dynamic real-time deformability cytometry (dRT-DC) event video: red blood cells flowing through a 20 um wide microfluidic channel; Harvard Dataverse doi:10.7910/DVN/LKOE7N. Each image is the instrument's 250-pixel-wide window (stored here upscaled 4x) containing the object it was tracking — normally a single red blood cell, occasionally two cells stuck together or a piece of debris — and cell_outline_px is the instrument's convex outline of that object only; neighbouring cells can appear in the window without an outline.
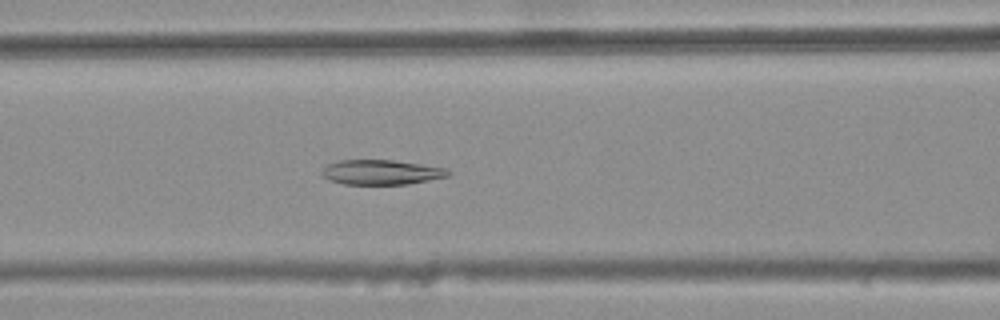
{"species": "common noctule bat (a hibernating species)", "species_latin": "Nyctalus noctula", "temperature_condition": "warm", "stored_images_in_passage": 44, "camera_frame_rate_fps": 3000, "um_per_image_px": 0.085, "animal": {"sex": "female", "body_mass_g": 25.1}, "frame": {"image": 1, "passage_image": 21, "time_ms": 6.667, "image_size_px": [1000, 320], "cell_outline_px": [[452, 172], [448, 176], [408, 184], [344, 184], [328, 180], [320, 172], [328, 164], [340, 160], [392, 160], [420, 164], [444, 168]], "centroid_in_image_um": [32.38, 14.64], "position_along_channel_um": 134.2, "area_um2": 18.09}}
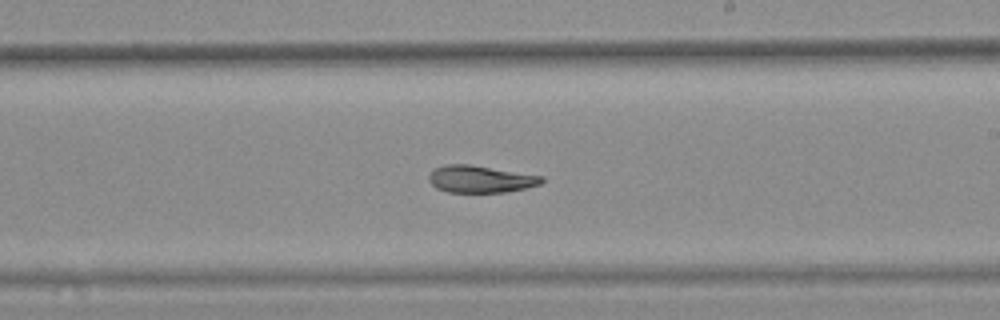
{"frame": {"image": 2, "passage_image": 30, "time_ms": 9.667, "image_size_px": [1000, 320], "cell_outline_px": [[544, 180], [540, 184], [524, 188], [504, 192], [448, 192], [436, 188], [428, 180], [428, 176], [436, 168], [448, 164], [468, 164], [544, 176]], "centroid_in_image_um": [40.83, 15.22], "position_along_channel_um": 248.2, "area_um2": 17.63}}
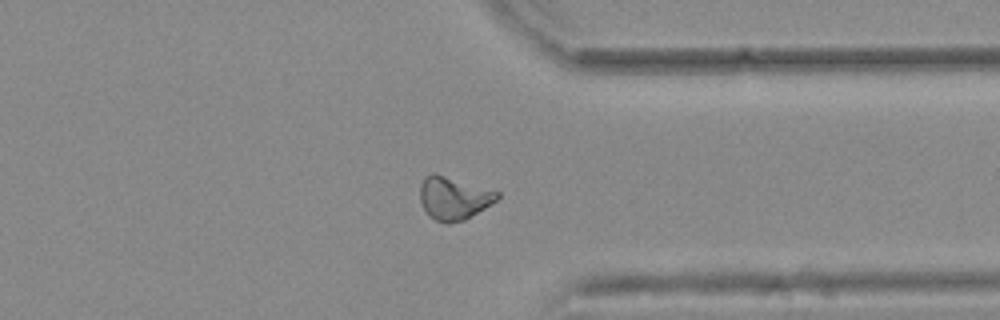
{"frame": {"image": 3, "passage_image": 40, "time_ms": 13.0, "image_size_px": [1000, 320], "cell_outline_px": [[500, 196], [496, 200], [484, 208], [464, 220], [448, 224], [444, 224], [428, 216], [420, 200], [420, 184], [424, 176], [432, 172], [436, 172], [500, 192]], "centroid_in_image_um": [38.53, 16.82], "position_along_channel_um": 372.9, "area_um2": 19.54}}